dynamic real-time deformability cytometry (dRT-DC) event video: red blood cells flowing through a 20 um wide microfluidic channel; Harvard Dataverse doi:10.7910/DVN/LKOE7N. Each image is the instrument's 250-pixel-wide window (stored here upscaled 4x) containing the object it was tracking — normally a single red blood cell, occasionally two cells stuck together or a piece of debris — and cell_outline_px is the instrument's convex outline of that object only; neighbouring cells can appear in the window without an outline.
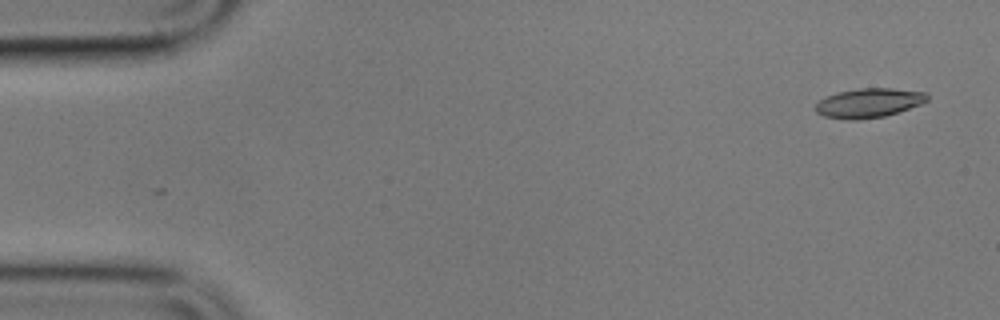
{"species": "common noctule bat (a hibernating species)", "species_latin": "Nyctalus noctula", "temperature_condition": "cold", "stored_images_in_passage": 4, "camera_frame_rate_fps": 3000, "um_per_image_px": 0.085, "animal": {"sex": "male", "body_mass_g": 17.9}, "frame": {"image": 1, "passage_image": 1, "time_ms": 0.0, "image_size_px": [1000, 320], "cell_outline_px": [[928, 100], [920, 104], [884, 116], [860, 120], [852, 120], [824, 116], [816, 112], [816, 104], [820, 100], [836, 92], [860, 88], [892, 88], [928, 92]], "centroid_in_image_um": [73.86, 8.74], "position_along_channel_um": 11.1, "area_um2": 18.96}}